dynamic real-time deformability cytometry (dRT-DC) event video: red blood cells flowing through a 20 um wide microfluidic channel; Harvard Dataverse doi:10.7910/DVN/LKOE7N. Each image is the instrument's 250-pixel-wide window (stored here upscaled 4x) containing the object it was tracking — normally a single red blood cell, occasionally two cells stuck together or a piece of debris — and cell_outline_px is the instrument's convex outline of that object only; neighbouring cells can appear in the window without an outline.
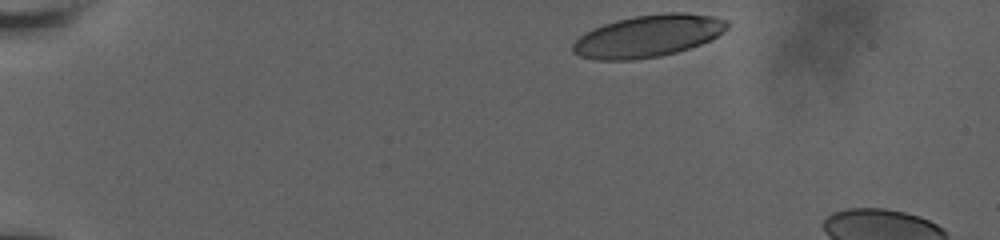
{"species": "human", "species_latin": "Homo sapiens", "temperature_condition": "room temperature", "stored_images_in_passage": 39, "camera_frame_rate_fps": 3000, "um_per_image_px": 0.085, "donor": {"sex": "male"}, "frame": {"image": 1, "passage_image": 1, "time_ms": 0.0, "image_size_px": [1000, 240], "cell_outline_px": [[728, 28], [724, 32], [700, 44], [676, 52], [660, 56], [632, 60], [596, 60], [580, 56], [572, 52], [572, 44], [584, 32], [592, 28], [616, 20], [636, 16], [664, 12], [684, 12], [712, 16], [728, 20]], "centroid_in_image_um": [55.07, 3.06], "position_along_channel_um": 29.9, "area_um2": 37.92}}
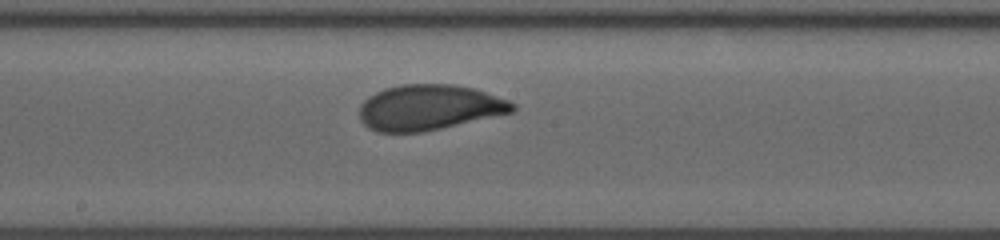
{"frame": {"image": 2, "passage_image": 23, "time_ms": 7.333, "image_size_px": [1000, 240], "cell_outline_px": [[516, 108], [512, 112], [424, 132], [376, 132], [368, 128], [360, 120], [360, 104], [368, 96], [384, 88], [400, 84], [452, 84], [476, 88], [508, 100], [516, 104]], "centroid_in_image_um": [36.46, 9.13], "position_along_channel_um": 211.7, "area_um2": 40.75}}
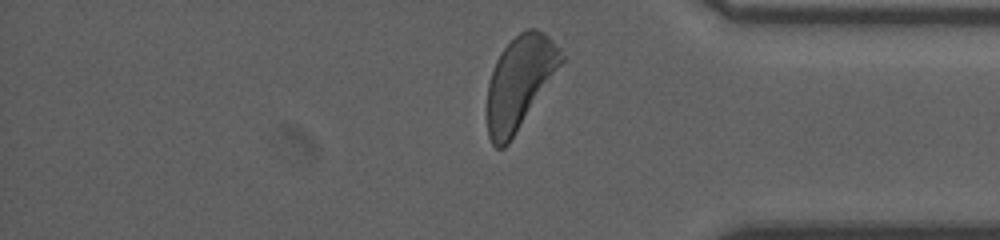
{"frame": {"image": 3, "passage_image": 38, "time_ms": 12.333, "image_size_px": [1000, 240], "cell_outline_px": [[564, 60], [508, 144], [504, 148], [496, 148], [492, 144], [488, 136], [488, 84], [496, 60], [500, 52], [520, 32], [528, 28], [536, 28], [544, 32], [560, 48], [564, 56]], "centroid_in_image_um": [44.17, 6.98], "position_along_channel_um": 391.0, "area_um2": 39.25}, "authors_computed_cell_mechanics": {"area_um2": 39.9398, "velocity_mm_per_s": 3.8023, "shape_relaxation_time_tau1_ms": 3.0907, "shape_relaxation_time_tau2_ms": 1.0317, "deformation_change_tau1": 0.1304, "deformation_change_tau2": 0.0686}}